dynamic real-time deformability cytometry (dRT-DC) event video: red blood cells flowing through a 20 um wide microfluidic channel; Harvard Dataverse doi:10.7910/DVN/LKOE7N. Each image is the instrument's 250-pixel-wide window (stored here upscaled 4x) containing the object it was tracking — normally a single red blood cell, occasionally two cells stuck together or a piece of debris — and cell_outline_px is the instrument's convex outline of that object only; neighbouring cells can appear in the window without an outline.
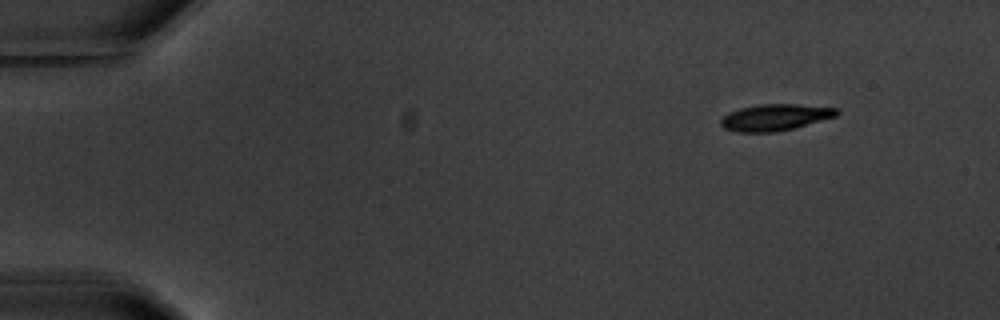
{"species": "common noctule bat (a hibernating species)", "species_latin": "Nyctalus noctula", "temperature_condition": "warm", "stored_images_in_passage": 6, "segment_of_instrument_passage": [2, 2], "camera_frame_rate_fps": 3000, "um_per_image_px": 0.085, "animal": {"sex": "male", "body_mass_g": 20.1, "forearm_length_mm": 53.5}, "frame": {"image": 1, "passage_image": 6, "time_ms": 6.667, "image_size_px": [1000, 320], "cell_outline_px": [[840, 112], [836, 116], [792, 128], [776, 132], [736, 132], [724, 128], [720, 124], [720, 120], [724, 116], [740, 108], [760, 104], [796, 104], [836, 108]], "centroid_in_image_um": [65.86, 9.97], "position_along_channel_um": 19.1, "area_um2": 17.63}}